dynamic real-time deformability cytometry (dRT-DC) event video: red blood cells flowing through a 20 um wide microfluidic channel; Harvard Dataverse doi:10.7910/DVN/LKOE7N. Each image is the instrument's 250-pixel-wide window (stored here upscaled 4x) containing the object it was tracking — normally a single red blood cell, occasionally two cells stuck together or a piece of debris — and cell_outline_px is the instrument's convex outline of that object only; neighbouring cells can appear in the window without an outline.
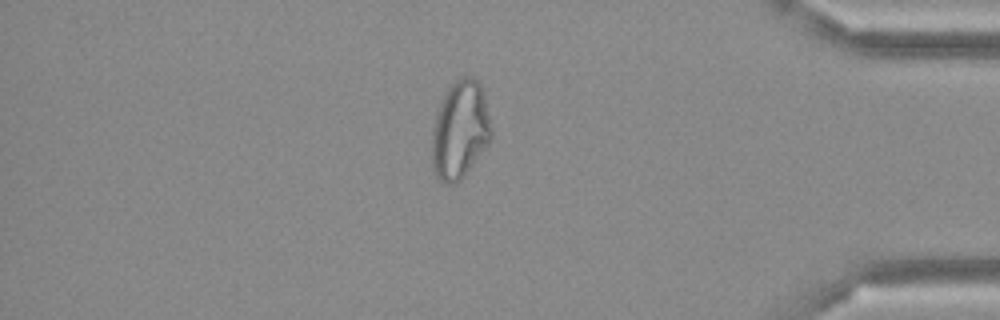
{"species": "Egyptian fruit bat (a non-hibernating species)", "species_latin": "Rousettus aegyptiacus", "temperature_condition": "cold", "stored_images_in_passage": 49, "camera_frame_rate_fps": 3000, "um_per_image_px": 0.085, "frame": {"image": 1, "passage_image": 42, "time_ms": 13.667, "image_size_px": [1000, 320], "cell_outline_px": [[492, 136], [488, 144], [460, 180], [456, 184], [444, 184], [436, 176], [432, 168], [432, 128], [436, 112], [444, 92], [452, 80], [460, 76], [472, 76], [480, 84], [484, 96], [492, 132]], "centroid_in_image_um": [39.07, 11.02], "position_along_channel_um": 396.1, "area_um2": 34.16}}